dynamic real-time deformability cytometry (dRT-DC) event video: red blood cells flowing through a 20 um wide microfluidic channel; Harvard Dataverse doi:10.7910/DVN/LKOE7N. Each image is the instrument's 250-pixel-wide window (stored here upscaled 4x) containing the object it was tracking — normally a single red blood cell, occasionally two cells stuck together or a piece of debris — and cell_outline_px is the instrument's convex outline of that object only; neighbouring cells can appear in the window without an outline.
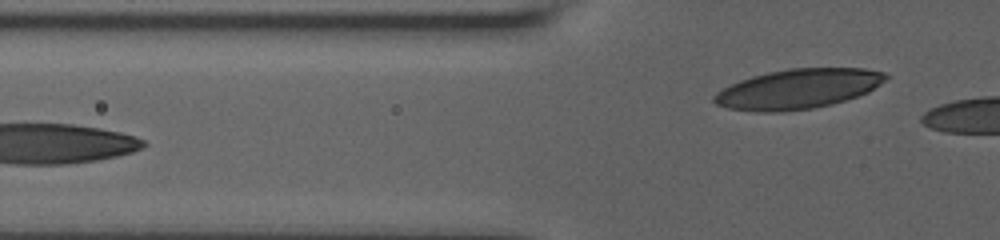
{"species": "human", "species_latin": "Homo sapiens", "temperature_condition": "room temperature", "stored_images_in_passage": 6, "segment_of_instrument_passage": [2, 2], "camera_frame_rate_fps": 3000, "um_per_image_px": 0.085, "donor": {"sex": "male"}, "frame": {"image": 1, "passage_image": 6, "time_ms": 3.667, "image_size_px": [1000, 240], "cell_outline_px": [[888, 76], [884, 80], [868, 92], [832, 104], [812, 108], [780, 112], [756, 112], [728, 108], [716, 104], [712, 100], [712, 96], [716, 92], [740, 80], [752, 76], [768, 72], [788, 68], [864, 68], [888, 72]], "centroid_in_image_um": [67.81, 7.55], "position_along_channel_um": 58.0, "area_um2": 39.71}}